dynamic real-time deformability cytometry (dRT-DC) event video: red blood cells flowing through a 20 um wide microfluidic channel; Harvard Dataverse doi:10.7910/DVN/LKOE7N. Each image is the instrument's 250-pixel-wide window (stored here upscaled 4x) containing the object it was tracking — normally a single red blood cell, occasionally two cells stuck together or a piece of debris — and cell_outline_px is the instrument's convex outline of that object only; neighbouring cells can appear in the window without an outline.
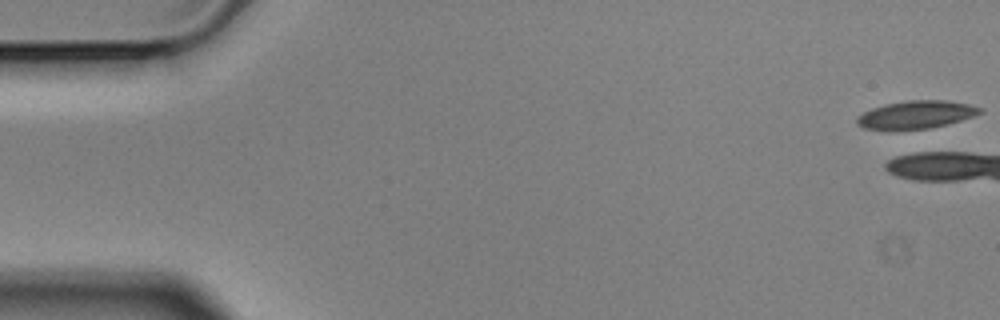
{"species": "Egyptian fruit bat (a non-hibernating species)", "species_latin": "Rousettus aegyptiacus", "temperature_condition": "cold", "stored_images_in_passage": 2, "camera_frame_rate_fps": 3000, "um_per_image_px": 0.085, "animal": {"sex": "male"}, "frame": {"image": 1, "passage_image": 1, "time_ms": 0.0, "image_size_px": [1000, 320], "cell_outline_px": [[980, 112], [972, 116], [960, 120], [928, 128], [864, 128], [856, 124], [856, 120], [864, 112], [872, 108], [884, 104], [908, 100], [944, 100], [968, 104], [980, 108]], "centroid_in_image_um": [77.84, 9.71], "position_along_channel_um": 7.2, "area_um2": 19.13}}